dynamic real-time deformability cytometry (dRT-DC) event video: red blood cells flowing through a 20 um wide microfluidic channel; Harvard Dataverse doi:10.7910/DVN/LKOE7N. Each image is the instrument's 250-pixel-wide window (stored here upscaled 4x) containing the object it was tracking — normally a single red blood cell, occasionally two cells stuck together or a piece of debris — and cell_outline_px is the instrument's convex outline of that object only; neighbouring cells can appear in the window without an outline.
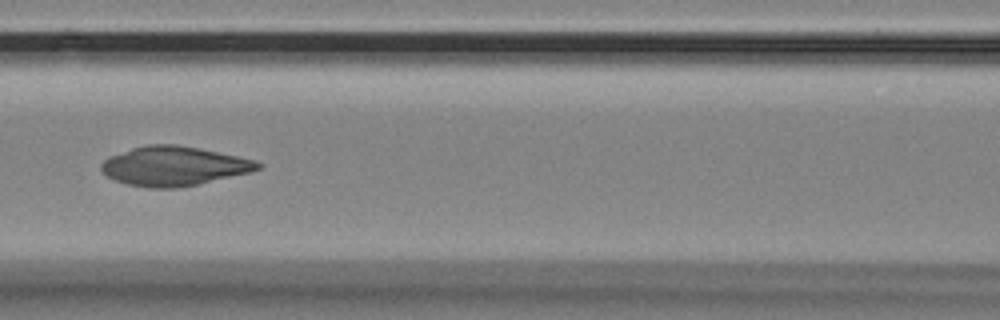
{"species": "Egyptian fruit bat (a non-hibernating species)", "species_latin": "Rousettus aegyptiacus", "temperature_condition": "room temperature", "stored_images_in_passage": 10, "segment_of_instrument_passage": [1, 2], "camera_frame_rate_fps": 3000, "um_per_image_px": 0.085, "animal": {"sex": "female"}, "frame": {"image": 1, "passage_image": 6, "time_ms": 1.667, "image_size_px": [1000, 320], "cell_outline_px": [[260, 168], [248, 172], [196, 184], [176, 188], [148, 188], [128, 184], [104, 176], [100, 168], [100, 164], [108, 156], [132, 148], [148, 144], [176, 144], [256, 160], [260, 164]], "centroid_in_image_um": [14.68, 14.11], "position_along_channel_um": 151.9, "area_um2": 35.43}}
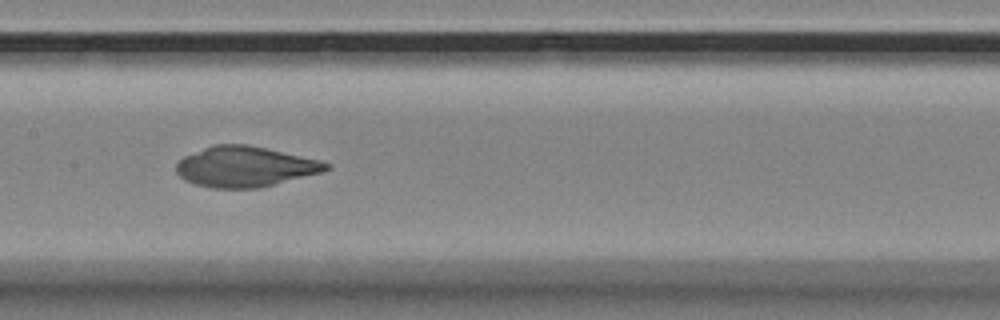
{"frame": {"image": 2, "passage_image": 7, "time_ms": 2.0, "image_size_px": [1000, 320], "cell_outline_px": [[332, 168], [324, 172], [260, 188], [212, 188], [196, 184], [184, 180], [176, 172], [176, 164], [184, 156], [212, 144], [248, 144], [320, 160], [332, 164]], "centroid_in_image_um": [20.86, 14.17], "position_along_channel_um": 186.5, "area_um2": 35.55}}
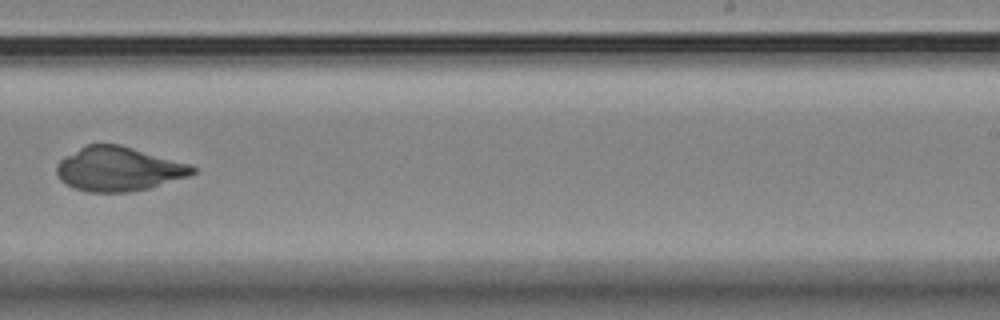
{"frame": {"image": 3, "passage_image": 9, "time_ms": 2.667, "image_size_px": [1000, 320], "cell_outline_px": [[196, 172], [188, 176], [148, 188], [128, 192], [88, 192], [72, 188], [60, 180], [56, 172], [56, 164], [64, 156], [84, 144], [120, 144], [192, 164], [196, 168]], "centroid_in_image_um": [10.05, 14.35], "position_along_channel_um": 278.9, "area_um2": 35.32}}